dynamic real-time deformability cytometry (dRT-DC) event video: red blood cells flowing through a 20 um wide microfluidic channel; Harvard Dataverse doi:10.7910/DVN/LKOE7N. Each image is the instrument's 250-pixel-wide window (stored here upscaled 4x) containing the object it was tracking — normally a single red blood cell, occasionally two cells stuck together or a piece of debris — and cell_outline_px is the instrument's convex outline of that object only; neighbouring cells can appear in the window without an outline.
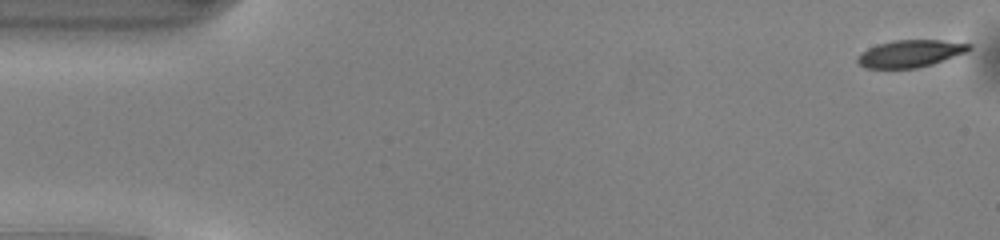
{"species": "common noctule bat (a hibernating species)", "species_latin": "Nyctalus noctula", "temperature_condition": "warm", "stored_images_in_passage": 10, "camera_frame_rate_fps": 3000, "um_per_image_px": 0.085, "animal": {"sex": "male", "body_mass_g": 13.0, "forearm_length_mm": 53.1}, "frame": {"image": 1, "passage_image": 1, "time_ms": 0.0, "image_size_px": [1000, 240], "cell_outline_px": [[972, 48], [964, 52], [932, 64], [916, 68], [864, 68], [856, 60], [856, 56], [860, 52], [876, 44], [896, 40], [940, 40], [972, 44]], "centroid_in_image_um": [77.31, 4.55], "position_along_channel_um": 7.7, "area_um2": 17.57}}